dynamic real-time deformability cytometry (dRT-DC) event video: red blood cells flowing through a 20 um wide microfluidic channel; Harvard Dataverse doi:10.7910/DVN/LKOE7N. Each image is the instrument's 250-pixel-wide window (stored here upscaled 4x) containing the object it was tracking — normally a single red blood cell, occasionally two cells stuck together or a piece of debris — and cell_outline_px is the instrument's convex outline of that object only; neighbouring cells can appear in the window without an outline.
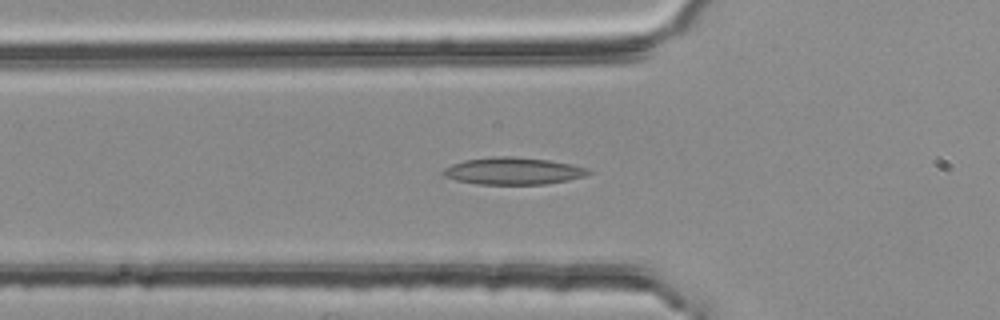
{"species": "common noctule bat (a hibernating species)", "species_latin": "Nyctalus noctula", "temperature_condition": "room temperature", "stored_images_in_passage": 54, "camera_frame_rate_fps": 3000, "um_per_image_px": 0.085, "animal": {"sex": "female", "body_mass_g": 25.1}, "frame": {"image": 1, "passage_image": 18, "time_ms": 5.667, "image_size_px": [1000, 320], "cell_outline_px": [[592, 172], [584, 176], [568, 180], [544, 184], [476, 184], [456, 180], [444, 176], [440, 172], [444, 168], [452, 164], [464, 160], [492, 156], [512, 156], [548, 160], [572, 164], [588, 168]], "centroid_in_image_um": [43.59, 14.53], "position_along_channel_um": 82.2, "area_um2": 23.0}}
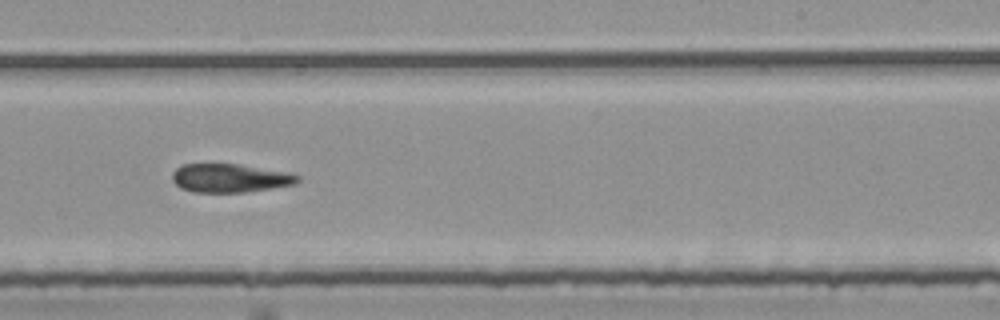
{"frame": {"image": 2, "passage_image": 33, "time_ms": 10.667, "image_size_px": [1000, 320], "cell_outline_px": [[300, 180], [296, 184], [272, 188], [244, 192], [192, 192], [180, 188], [172, 180], [172, 172], [180, 164], [236, 164], [284, 172], [300, 176]], "centroid_in_image_um": [19.49, 15.14], "position_along_channel_um": 269.5, "area_um2": 20.75}}
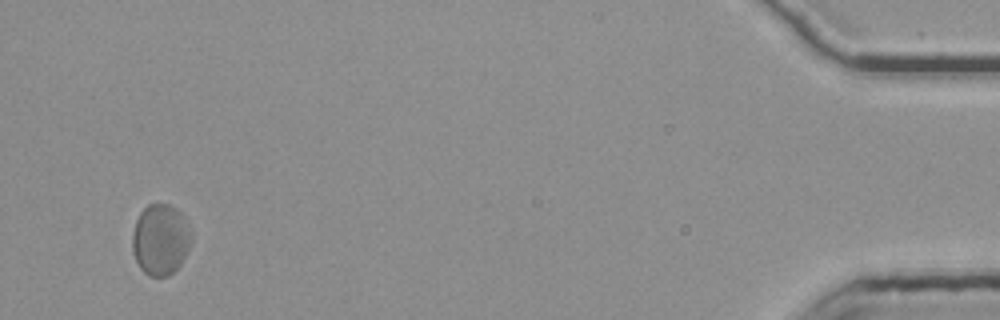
{"frame": {"image": 3, "passage_image": 52, "time_ms": 17.0, "image_size_px": [1000, 320], "cell_outline_px": [[192, 240], [180, 264], [168, 276], [148, 276], [140, 268], [132, 252], [132, 236], [136, 220], [140, 212], [148, 204], [168, 204], [176, 208], [184, 216], [192, 232]], "centroid_in_image_um": [13.64, 20.35], "position_along_channel_um": 421.6, "area_um2": 24.45}, "authors_computed_cell_mechanics": {"area_um2": 22.542, "velocity_mm_per_s": 3.7348, "shape_relaxation_time_tau1_ms": 5.9492, "shape_relaxation_time_tau2_ms": 4.1158, "deformation_change_tau1": 0.1273, "deformation_change_tau2": 0.1217}}